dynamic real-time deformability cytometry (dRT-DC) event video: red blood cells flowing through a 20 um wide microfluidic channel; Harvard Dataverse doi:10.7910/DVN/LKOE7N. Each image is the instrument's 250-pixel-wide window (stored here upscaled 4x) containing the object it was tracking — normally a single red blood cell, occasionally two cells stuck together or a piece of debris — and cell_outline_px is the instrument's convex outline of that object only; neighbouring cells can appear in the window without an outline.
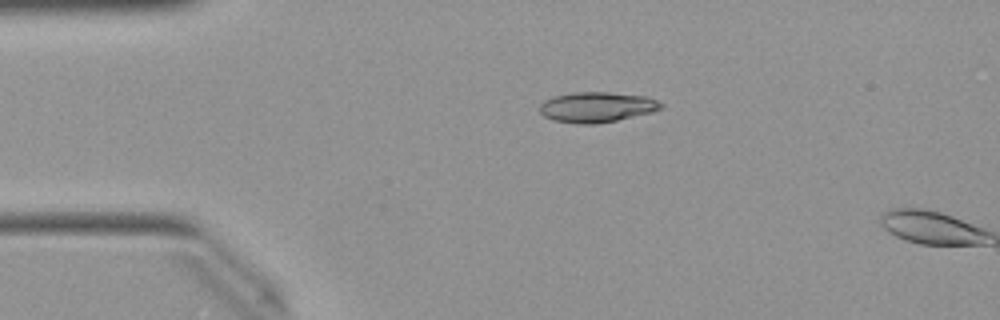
{"species": "Egyptian fruit bat (a non-hibernating species)", "species_latin": "Rousettus aegyptiacus", "temperature_condition": "warm", "stored_images_in_passage": 4, "camera_frame_rate_fps": 3000, "um_per_image_px": 0.085, "animal": {"sex": "female"}, "frame": {"image": 1, "passage_image": 3, "time_ms": 0.667, "image_size_px": [1000, 320], "cell_outline_px": [[664, 108], [652, 112], [616, 120], [596, 124], [576, 124], [552, 120], [544, 116], [540, 112], [540, 104], [544, 100], [556, 96], [572, 92], [608, 92], [648, 96], [664, 104]], "centroid_in_image_um": [50.74, 9.1], "position_along_channel_um": 34.3, "area_um2": 21.56}}